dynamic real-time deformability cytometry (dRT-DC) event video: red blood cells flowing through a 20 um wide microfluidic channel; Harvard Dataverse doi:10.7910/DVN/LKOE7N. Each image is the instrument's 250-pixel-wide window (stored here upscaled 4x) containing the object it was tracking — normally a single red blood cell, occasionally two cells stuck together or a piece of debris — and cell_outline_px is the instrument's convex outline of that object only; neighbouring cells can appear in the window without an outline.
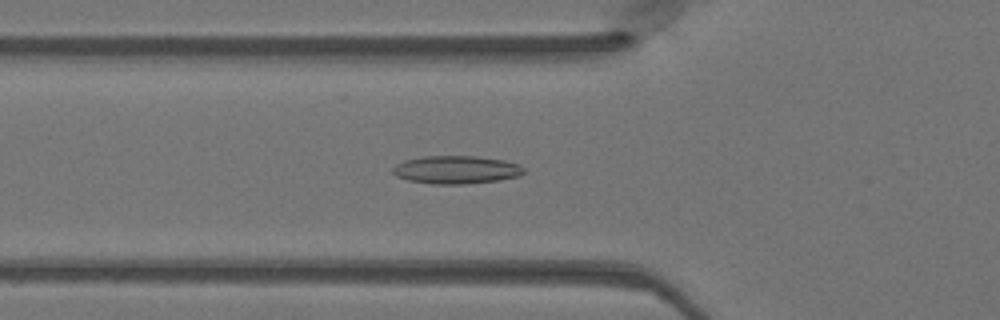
{"species": "Egyptian fruit bat (a non-hibernating species)", "species_latin": "Rousettus aegyptiacus", "temperature_condition": "warm", "stored_images_in_passage": 43, "camera_frame_rate_fps": 3000, "um_per_image_px": 0.085, "animal": {"sex": "female"}, "frame": {"image": 1, "passage_image": 12, "time_ms": 3.667, "image_size_px": [1000, 320], "cell_outline_px": [[524, 172], [520, 176], [500, 180], [464, 184], [432, 184], [408, 180], [396, 176], [392, 172], [392, 168], [396, 164], [404, 160], [424, 156], [476, 156], [504, 160], [520, 164], [524, 168]], "centroid_in_image_um": [38.79, 14.43], "position_along_channel_um": 87.0, "area_um2": 21.56}}
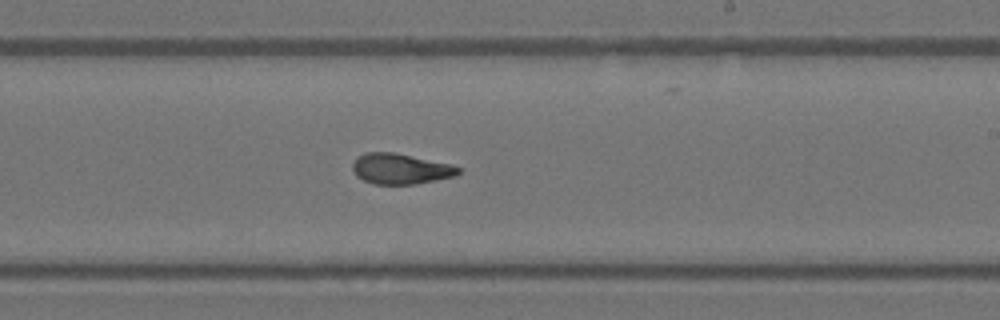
{"frame": {"image": 2, "passage_image": 24, "time_ms": 7.667, "image_size_px": [1000, 320], "cell_outline_px": [[460, 172], [456, 176], [416, 184], [372, 184], [356, 176], [352, 172], [352, 164], [356, 156], [368, 152], [392, 152], [452, 164], [460, 168]], "centroid_in_image_um": [34.02, 14.35], "position_along_channel_um": 255.0, "area_um2": 18.96}}
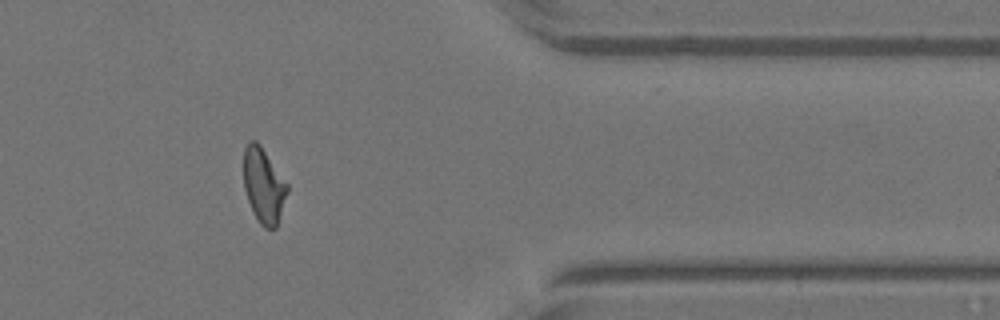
{"frame": {"image": 3, "passage_image": 35, "time_ms": 11.333, "image_size_px": [1000, 320], "cell_outline_px": [[288, 192], [276, 228], [264, 228], [260, 224], [248, 200], [244, 188], [244, 148], [248, 140], [256, 140], [260, 144], [288, 184]], "centroid_in_image_um": [22.41, 15.74], "position_along_channel_um": 389.0, "area_um2": 18.96}}